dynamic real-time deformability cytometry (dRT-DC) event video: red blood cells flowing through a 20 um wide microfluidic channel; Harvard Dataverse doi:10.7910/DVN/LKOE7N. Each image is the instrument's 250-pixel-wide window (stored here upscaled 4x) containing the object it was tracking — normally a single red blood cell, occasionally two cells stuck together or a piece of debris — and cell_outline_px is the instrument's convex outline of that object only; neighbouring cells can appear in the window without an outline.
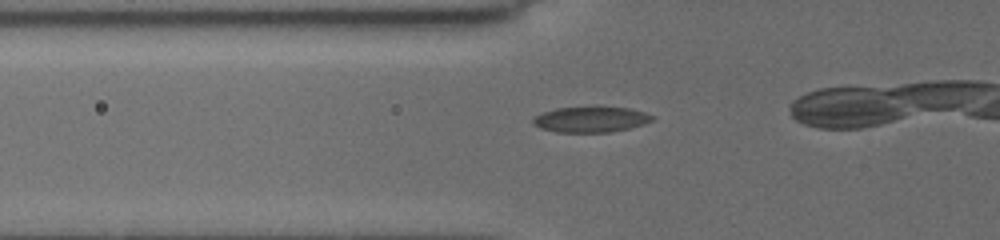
{"species": "common noctule bat (a hibernating species)", "species_latin": "Nyctalus noctula", "temperature_condition": "cold", "stored_images_in_passage": 9, "camera_frame_rate_fps": 3000, "um_per_image_px": 0.085, "animal": {"sex": "female", "body_mass_g": 19.5, "forearm_length_mm": 54.1}, "frame": {"image": 1, "passage_image": 4, "time_ms": 1.333, "image_size_px": [1000, 240], "cell_outline_px": [[652, 120], [644, 124], [628, 128], [608, 132], [556, 132], [540, 128], [532, 124], [532, 116], [556, 108], [592, 104], [600, 104], [628, 108], [644, 112], [652, 116]], "centroid_in_image_um": [50.16, 10.1], "position_along_channel_um": 75.6, "area_um2": 18.55}}
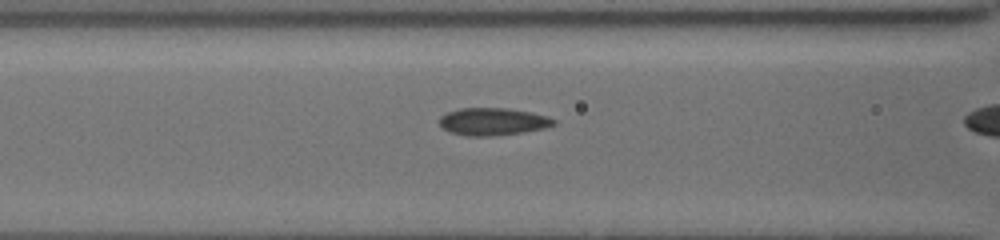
{"frame": {"image": 2, "passage_image": 7, "time_ms": 2.667, "image_size_px": [1000, 240], "cell_outline_px": [[556, 124], [544, 128], [520, 132], [492, 136], [464, 136], [448, 132], [440, 124], [440, 116], [448, 112], [460, 108], [508, 108], [528, 112], [544, 116], [556, 120]], "centroid_in_image_um": [41.84, 10.34], "position_along_channel_um": 124.8, "area_um2": 18.09}}